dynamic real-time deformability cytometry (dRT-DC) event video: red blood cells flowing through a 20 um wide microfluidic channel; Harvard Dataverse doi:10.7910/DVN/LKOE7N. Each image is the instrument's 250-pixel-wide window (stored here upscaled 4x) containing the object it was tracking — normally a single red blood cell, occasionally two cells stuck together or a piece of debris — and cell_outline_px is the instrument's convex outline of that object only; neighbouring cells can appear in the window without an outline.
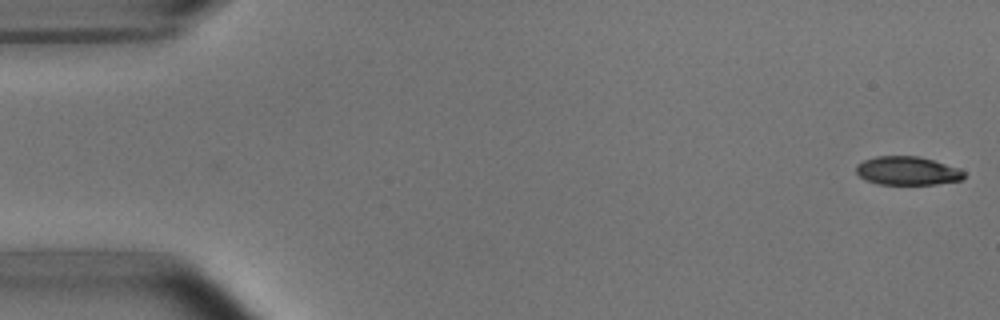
{"species": "common noctule bat (a hibernating species)", "species_latin": "Nyctalus noctula", "temperature_condition": "room temperature", "stored_images_in_passage": 17, "camera_frame_rate_fps": 3000, "um_per_image_px": 0.085, "animal": {"sex": "male", "body_mass_g": 15.6}, "frame": {"image": 1, "passage_image": 1, "time_ms": 0.0, "image_size_px": [1000, 320], "cell_outline_px": [[964, 176], [960, 180], [936, 184], [876, 184], [860, 176], [856, 172], [856, 164], [864, 160], [876, 156], [920, 156], [960, 168], [964, 172]], "centroid_in_image_um": [77.12, 14.51], "position_along_channel_um": 7.9, "area_um2": 17.92}}
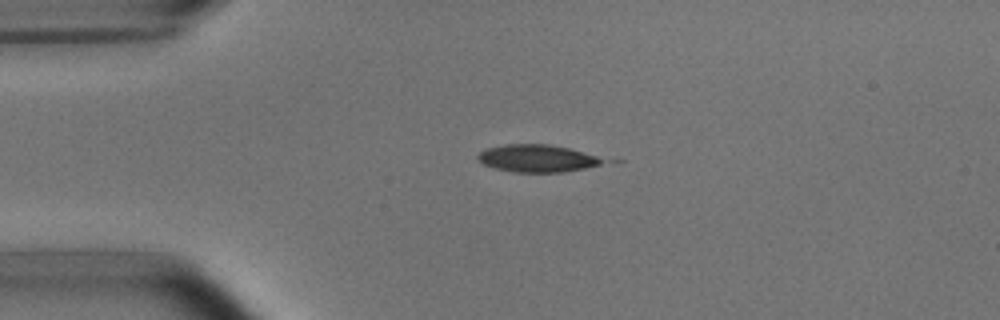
{"frame": {"image": 2, "passage_image": 12, "time_ms": 3.667, "image_size_px": [1000, 320], "cell_outline_px": [[604, 160], [600, 164], [584, 168], [564, 172], [516, 172], [496, 168], [484, 164], [476, 160], [476, 156], [484, 148], [504, 144], [548, 144], [568, 148], [596, 156]], "centroid_in_image_um": [45.57, 13.45], "position_along_channel_um": 39.4, "area_um2": 19.77}}